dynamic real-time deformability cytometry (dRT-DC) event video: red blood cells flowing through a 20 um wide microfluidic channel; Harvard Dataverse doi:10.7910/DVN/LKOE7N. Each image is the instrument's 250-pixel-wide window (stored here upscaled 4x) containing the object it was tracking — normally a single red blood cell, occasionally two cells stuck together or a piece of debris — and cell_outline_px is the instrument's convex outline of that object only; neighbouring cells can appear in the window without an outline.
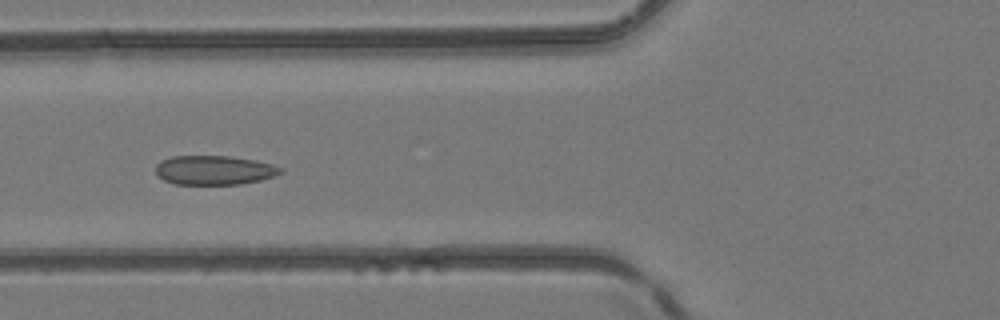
{"species": "common noctule bat (a hibernating species)", "species_latin": "Nyctalus noctula", "temperature_condition": "room temperature", "stored_images_in_passage": 3, "camera_frame_rate_fps": 3000, "um_per_image_px": 0.085, "animal": {"sex": "female", "body_mass_g": 24.6, "forearm_length_mm": 56.2}, "frame": {"image": 1, "passage_image": 3, "time_ms": 0.667, "image_size_px": [1000, 320], "cell_outline_px": [[284, 172], [260, 180], [240, 184], [176, 184], [164, 180], [156, 176], [156, 164], [160, 160], [172, 156], [228, 156], [256, 160], [272, 164], [284, 168]], "centroid_in_image_um": [18.2, 14.46], "position_along_channel_um": 107.6, "area_um2": 21.39}}